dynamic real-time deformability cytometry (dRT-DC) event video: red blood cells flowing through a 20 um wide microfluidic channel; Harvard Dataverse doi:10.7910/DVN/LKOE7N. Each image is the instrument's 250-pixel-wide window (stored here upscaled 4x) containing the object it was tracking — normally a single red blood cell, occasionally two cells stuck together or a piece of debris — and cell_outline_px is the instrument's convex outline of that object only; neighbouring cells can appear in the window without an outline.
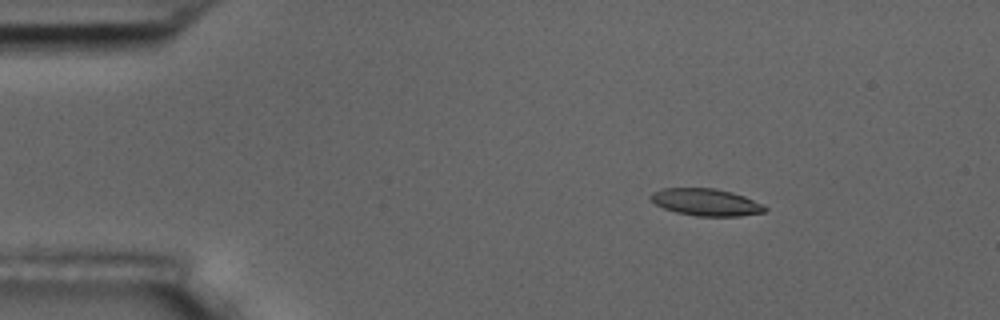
{"species": "common noctule bat (a hibernating species)", "species_latin": "Nyctalus noctula", "temperature_condition": "room temperature", "stored_images_in_passage": 5, "camera_frame_rate_fps": 3000, "um_per_image_px": 0.085, "animal": {"sex": "male", "body_mass_g": 17.5, "forearm_length_mm": 52.3}, "frame": {"image": 1, "passage_image": 2, "time_ms": 1.333, "image_size_px": [1000, 320], "cell_outline_px": [[768, 208], [764, 212], [740, 216], [696, 216], [676, 212], [664, 208], [656, 204], [648, 196], [652, 192], [660, 188], [716, 188], [732, 192], [744, 196]], "centroid_in_image_um": [59.97, 17.18], "position_along_channel_um": 25.0, "area_um2": 17.98}}
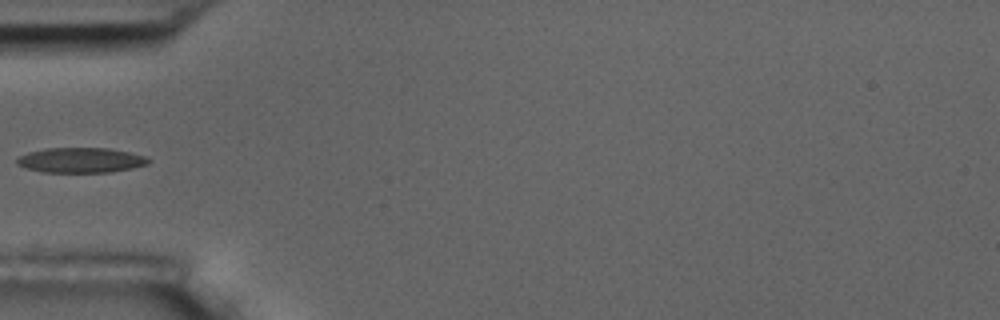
{"frame": {"image": 2, "passage_image": 5, "time_ms": 4.667, "image_size_px": [1000, 320], "cell_outline_px": [[152, 160], [148, 164], [132, 168], [112, 172], [44, 172], [24, 168], [16, 164], [16, 156], [28, 152], [44, 148], [108, 148], [128, 152], [144, 156]], "centroid_in_image_um": [6.82, 13.61], "position_along_channel_um": 78.2, "area_um2": 19.36}}